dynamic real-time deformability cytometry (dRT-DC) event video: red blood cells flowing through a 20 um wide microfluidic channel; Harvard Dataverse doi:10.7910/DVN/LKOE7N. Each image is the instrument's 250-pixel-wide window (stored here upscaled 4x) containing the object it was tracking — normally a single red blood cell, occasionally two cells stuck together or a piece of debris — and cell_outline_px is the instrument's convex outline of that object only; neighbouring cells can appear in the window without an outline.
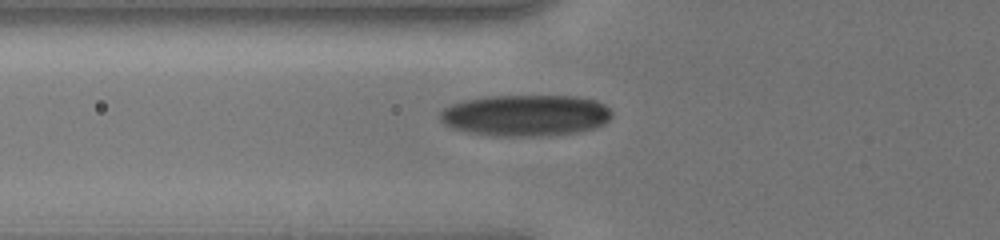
{"species": "human", "species_latin": "Homo sapiens", "temperature_condition": "cold", "stored_images_in_passage": 34, "camera_frame_rate_fps": 3000, "um_per_image_px": 0.085, "donor": {"sex": "male"}, "frame": {"image": 1, "passage_image": 2, "time_ms": 0.333, "image_size_px": [1000, 240], "cell_outline_px": [[612, 116], [604, 124], [596, 128], [580, 132], [548, 136], [488, 136], [468, 132], [452, 128], [444, 124], [440, 120], [440, 112], [444, 108], [452, 104], [464, 100], [484, 96], [576, 96], [596, 100], [604, 104], [612, 112]], "centroid_in_image_um": [44.68, 9.82], "position_along_channel_um": 81.1, "area_um2": 41.96}}
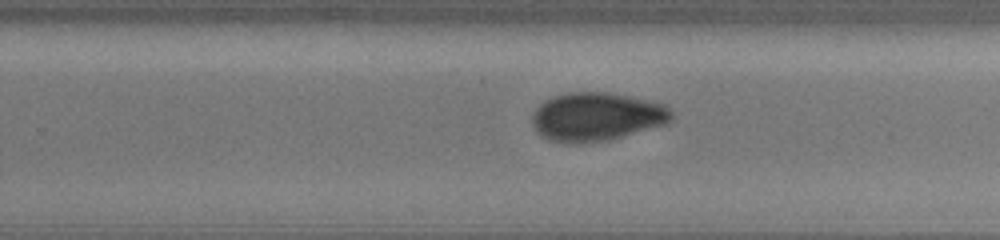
{"frame": {"image": 2, "passage_image": 17, "time_ms": 5.333, "image_size_px": [1000, 240], "cell_outline_px": [[672, 120], [664, 124], [608, 140], [580, 144], [572, 144], [548, 140], [540, 136], [536, 132], [532, 124], [532, 112], [544, 100], [552, 96], [568, 92], [608, 92], [652, 100], [668, 104], [672, 112]], "centroid_in_image_um": [50.68, 9.91], "position_along_channel_um": 279.1, "area_um2": 39.94}}
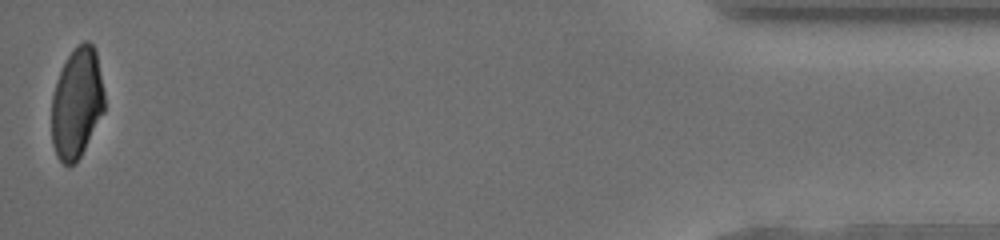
{"frame": {"image": 3, "passage_image": 34, "time_ms": 11.0, "image_size_px": [1000, 240], "cell_outline_px": [[104, 112], [76, 164], [68, 168], [56, 156], [52, 144], [52, 96], [56, 80], [68, 56], [76, 44], [84, 40], [88, 40], [96, 48], [104, 92]], "centroid_in_image_um": [6.53, 8.76], "position_along_channel_um": 428.7, "area_um2": 34.39}, "authors_computed_cell_mechanics": {"area_um2": 39.5641, "velocity_mm_per_s": 3.9661, "shape_relaxation_time_tau1_ms": 3.481, "shape_relaxation_time_tau2_ms": 2.3768, "deformation_change_tau1": 0.125, "deformation_change_tau2": 0.0605}}